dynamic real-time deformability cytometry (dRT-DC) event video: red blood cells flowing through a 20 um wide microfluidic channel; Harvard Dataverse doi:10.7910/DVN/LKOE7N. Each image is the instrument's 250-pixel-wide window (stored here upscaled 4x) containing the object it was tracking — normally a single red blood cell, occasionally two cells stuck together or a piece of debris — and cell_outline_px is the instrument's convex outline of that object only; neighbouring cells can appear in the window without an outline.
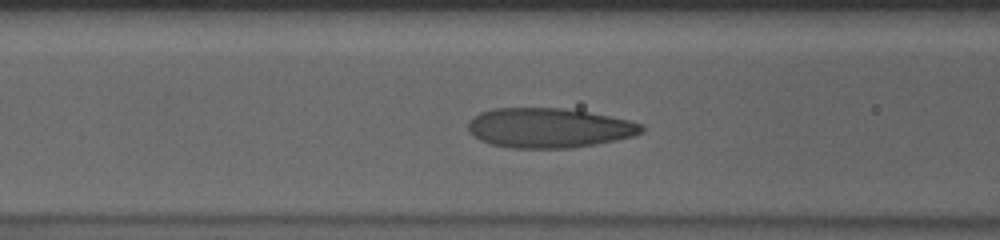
{"species": "human", "species_latin": "Homo sapiens", "temperature_condition": "cold", "stored_images_in_passage": 40, "camera_frame_rate_fps": 3000, "um_per_image_px": 0.085, "donor": {"sex": "male"}, "frame": {"image": 1, "passage_image": 17, "time_ms": 5.333, "image_size_px": [1000, 240], "cell_outline_px": [[644, 132], [632, 136], [616, 140], [596, 144], [572, 148], [508, 148], [492, 144], [480, 140], [472, 136], [468, 132], [468, 120], [472, 116], [480, 112], [492, 108], [560, 108], [588, 112], [628, 120], [644, 124]], "centroid_in_image_um": [46.62, 10.87], "position_along_channel_um": 120.0, "area_um2": 40.4}}
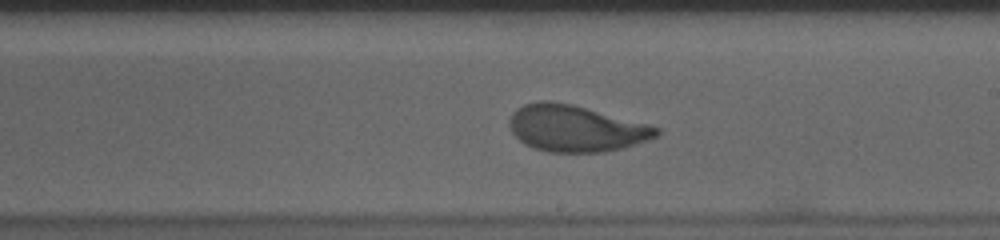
{"frame": {"image": 2, "passage_image": 27, "time_ms": 8.667, "image_size_px": [1000, 240], "cell_outline_px": [[660, 132], [656, 136], [648, 140], [620, 148], [604, 152], [548, 152], [532, 148], [524, 144], [512, 132], [508, 124], [508, 120], [512, 112], [516, 108], [524, 104], [540, 100], [552, 100], [572, 104], [648, 124], [660, 128]], "centroid_in_image_um": [48.88, 10.9], "position_along_channel_um": 240.1, "area_um2": 39.88}}
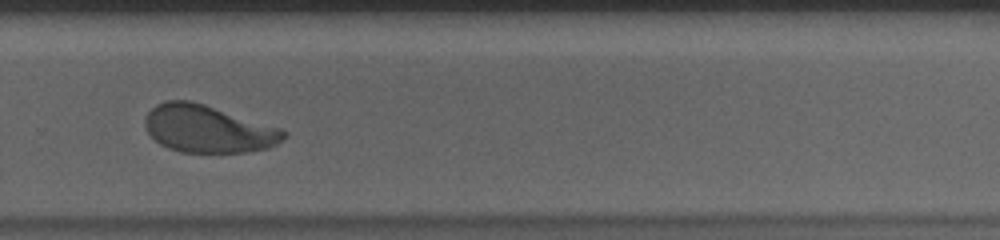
{"frame": {"image": 3, "passage_image": 33, "time_ms": 10.667, "image_size_px": [1000, 240], "cell_outline_px": [[288, 136], [284, 140], [268, 148], [248, 152], [180, 152], [168, 148], [160, 144], [148, 132], [144, 124], [144, 116], [156, 104], [164, 100], [192, 100], [280, 128], [288, 132]], "centroid_in_image_um": [17.68, 10.95], "position_along_channel_um": 312.1, "area_um2": 38.44}, "authors_computed_cell_mechanics": {"area_um2": 39.3907, "velocity_mm_per_s": 3.6111, "shape_relaxation_time_tau1_ms": 4.2072, "shape_relaxation_time_tau2_ms": null, "deformation_change_tau1": 0.1634, "deformation_change_tau2": null}}